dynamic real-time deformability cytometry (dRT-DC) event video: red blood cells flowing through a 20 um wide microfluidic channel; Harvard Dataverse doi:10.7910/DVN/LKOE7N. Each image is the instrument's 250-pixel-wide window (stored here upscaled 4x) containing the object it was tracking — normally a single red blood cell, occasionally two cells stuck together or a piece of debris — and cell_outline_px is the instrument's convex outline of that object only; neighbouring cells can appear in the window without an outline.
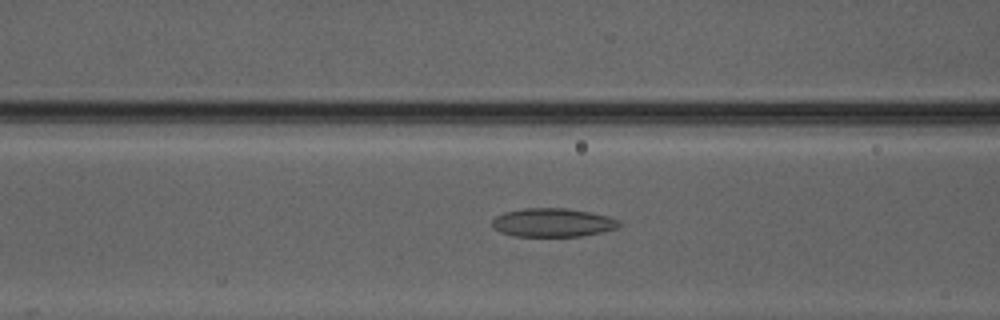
{"species": "Egyptian fruit bat (a non-hibernating species)", "species_latin": "Rousettus aegyptiacus", "temperature_condition": "warm", "stored_images_in_passage": 50, "camera_frame_rate_fps": 3000, "um_per_image_px": 0.085, "animal": {"sex": "male"}, "frame": {"image": 1, "passage_image": 21, "time_ms": 6.667, "image_size_px": [1000, 320], "cell_outline_px": [[624, 224], [620, 228], [580, 236], [516, 236], [500, 232], [492, 224], [492, 220], [496, 216], [504, 212], [524, 208], [568, 208], [592, 212], [608, 216], [620, 220]], "centroid_in_image_um": [47.05, 18.91], "position_along_channel_um": 119.5, "area_um2": 21.33}}
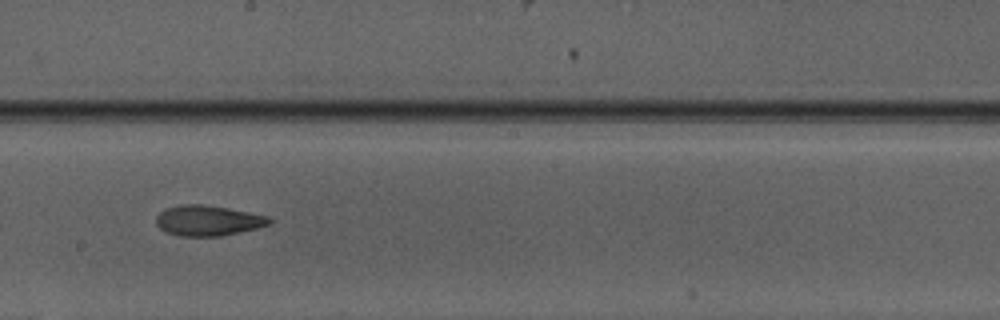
{"frame": {"image": 2, "passage_image": 29, "time_ms": 9.333, "image_size_px": [1000, 320], "cell_outline_px": [[272, 224], [256, 228], [220, 236], [180, 236], [164, 232], [156, 224], [156, 216], [164, 208], [180, 204], [200, 204], [224, 208], [268, 216], [272, 220]], "centroid_in_image_um": [17.63, 18.75], "position_along_channel_um": 230.6, "area_um2": 19.94}}
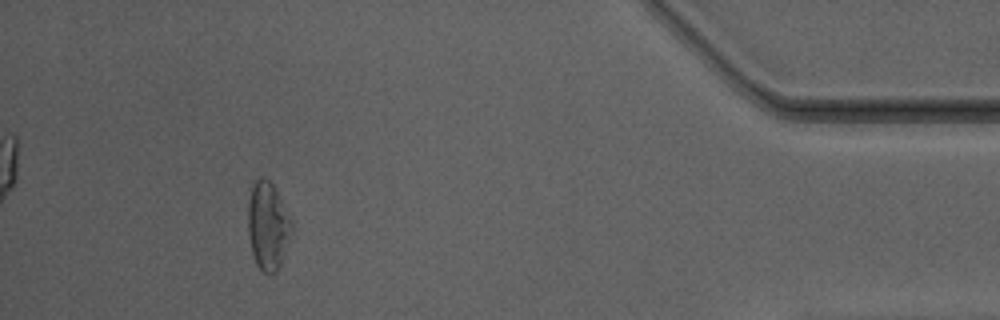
{"frame": {"image": 3, "passage_image": 46, "time_ms": 15.0, "image_size_px": [1000, 320], "cell_outline_px": [[292, 232], [280, 264], [276, 272], [264, 272], [256, 264], [252, 252], [248, 232], [248, 200], [252, 180], [260, 176], [264, 176], [272, 184], [292, 220]], "centroid_in_image_um": [22.74, 19.13], "position_along_channel_um": 412.5, "area_um2": 22.31}, "authors_computed_cell_mechanics": {"area_um2": 21.8773, "velocity_mm_per_s": 4.1617, "shape_relaxation_time_tau1_ms": null, "shape_relaxation_time_tau2_ms": 3.3231, "deformation_change_tau1": null, "deformation_change_tau2": 0.1159}}